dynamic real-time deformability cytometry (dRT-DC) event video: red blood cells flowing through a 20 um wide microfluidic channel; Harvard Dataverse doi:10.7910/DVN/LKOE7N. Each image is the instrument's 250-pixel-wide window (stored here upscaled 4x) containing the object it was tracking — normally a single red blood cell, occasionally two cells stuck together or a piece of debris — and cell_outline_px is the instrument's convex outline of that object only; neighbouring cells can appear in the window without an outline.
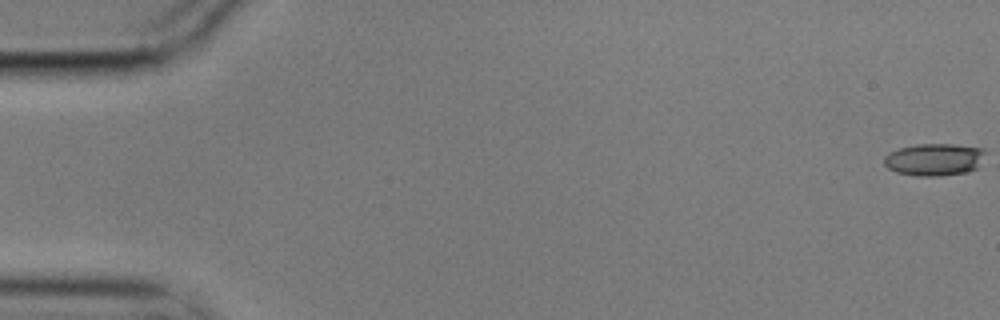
{"species": "common noctule bat (a hibernating species)", "species_latin": "Nyctalus noctula", "temperature_condition": "cold", "stored_images_in_passage": 57, "camera_frame_rate_fps": 3000, "um_per_image_px": 0.085, "animal": {"sex": "male", "body_mass_g": 17.9}, "frame": {"image": 1, "passage_image": 1, "time_ms": 0.0, "image_size_px": [1000, 320], "cell_outline_px": [[984, 152], [976, 168], [964, 172], [936, 176], [920, 176], [896, 172], [888, 168], [884, 164], [884, 156], [900, 148], [916, 144], [952, 144], [984, 148]], "centroid_in_image_um": [79.38, 13.55], "position_along_channel_um": 5.6, "area_um2": 18.67}}
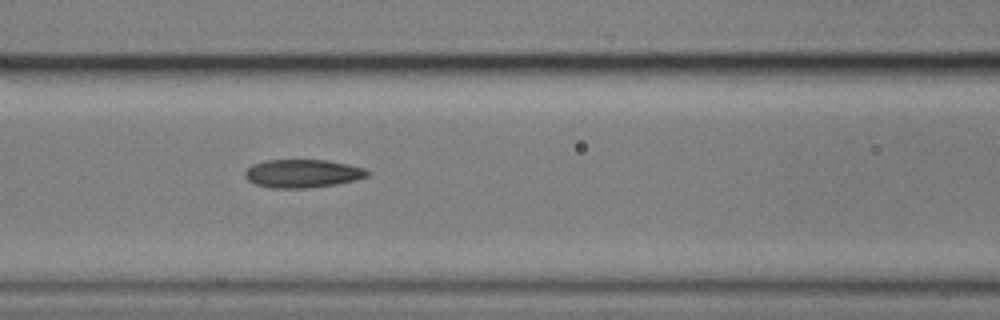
{"frame": {"image": 2, "passage_image": 25, "time_ms": 8.0, "image_size_px": [1000, 320], "cell_outline_px": [[372, 172], [368, 176], [356, 180], [336, 184], [308, 188], [272, 188], [256, 184], [248, 180], [244, 176], [244, 172], [252, 164], [264, 160], [328, 160], [348, 164], [364, 168]], "centroid_in_image_um": [25.73, 14.74], "position_along_channel_um": 140.9, "area_um2": 20.29}}
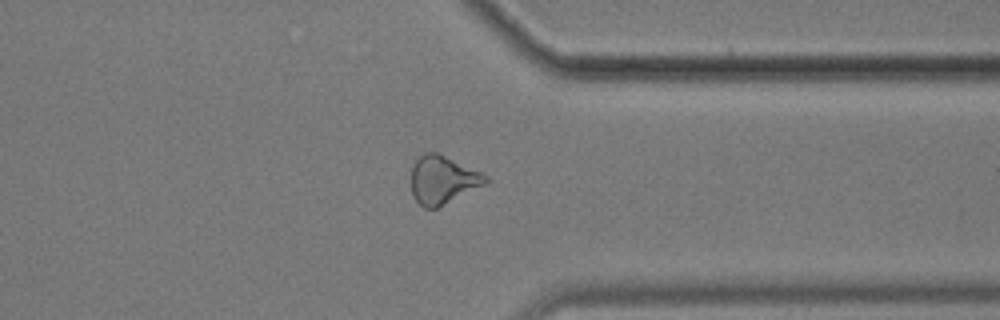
{"frame": {"image": 3, "passage_image": 45, "time_ms": 14.667, "image_size_px": [1000, 320], "cell_outline_px": [[488, 184], [436, 208], [424, 208], [412, 196], [412, 164], [424, 152], [436, 152], [480, 172], [488, 176]], "centroid_in_image_um": [37.64, 15.3], "position_along_channel_um": 373.8, "area_um2": 20.75}, "authors_computed_cell_mechanics": {"area_um2": 20.0566, "velocity_mm_per_s": 3.5376, "shape_relaxation_time_tau1_ms": 5.9616, "shape_relaxation_time_tau2_ms": 3.2264, "deformation_change_tau1": 0.1783, "deformation_change_tau2": 0.1255}}